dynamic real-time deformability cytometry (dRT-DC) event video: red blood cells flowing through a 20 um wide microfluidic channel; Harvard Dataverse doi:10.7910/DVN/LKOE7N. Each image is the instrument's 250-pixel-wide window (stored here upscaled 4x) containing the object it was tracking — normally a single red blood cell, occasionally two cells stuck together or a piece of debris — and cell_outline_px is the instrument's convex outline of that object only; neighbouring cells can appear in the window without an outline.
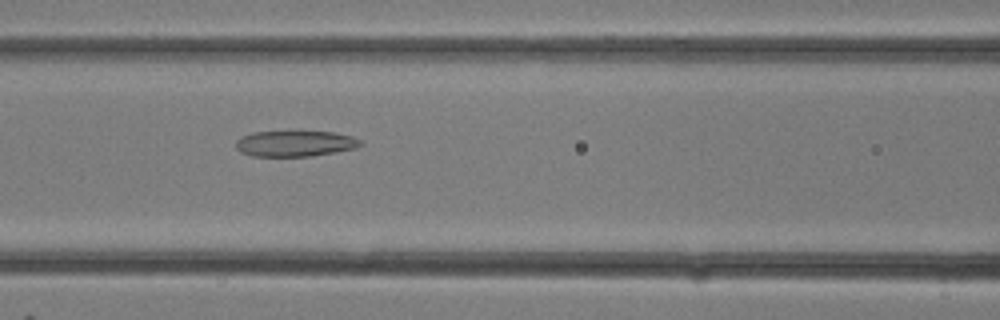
{"species": "common noctule bat (a hibernating species)", "species_latin": "Nyctalus noctula", "temperature_condition": "room temperature", "stored_images_in_passage": 16, "camera_frame_rate_fps": 3000, "um_per_image_px": 0.085, "animal": {"sex": "female"}, "frame": {"image": 1, "passage_image": 7, "time_ms": 2.0, "image_size_px": [1000, 320], "cell_outline_px": [[364, 144], [356, 148], [336, 152], [312, 156], [252, 156], [240, 152], [236, 148], [236, 140], [240, 136], [252, 132], [332, 132], [352, 136], [360, 140]], "centroid_in_image_um": [25.07, 12.21], "position_along_channel_um": 141.5, "area_um2": 18.79}}
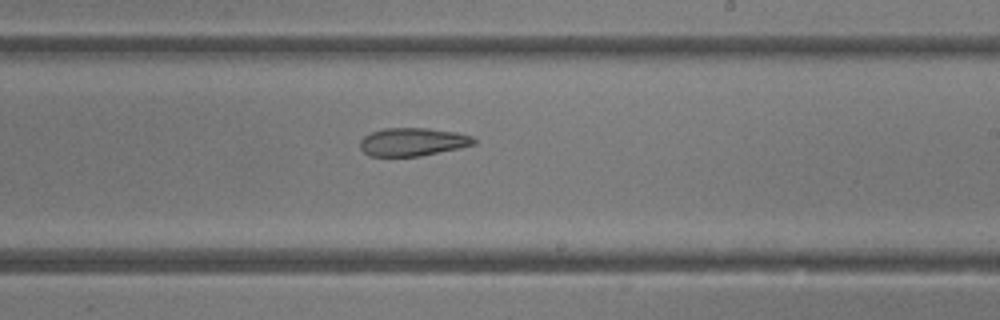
{"frame": {"image": 2, "passage_image": 12, "time_ms": 3.667, "image_size_px": [1000, 320], "cell_outline_px": [[476, 144], [460, 148], [420, 156], [368, 156], [360, 148], [360, 140], [364, 136], [372, 132], [384, 128], [428, 128], [456, 132], [472, 136], [476, 140]], "centroid_in_image_um": [35.08, 12.06], "position_along_channel_um": 253.9, "area_um2": 18.73}}
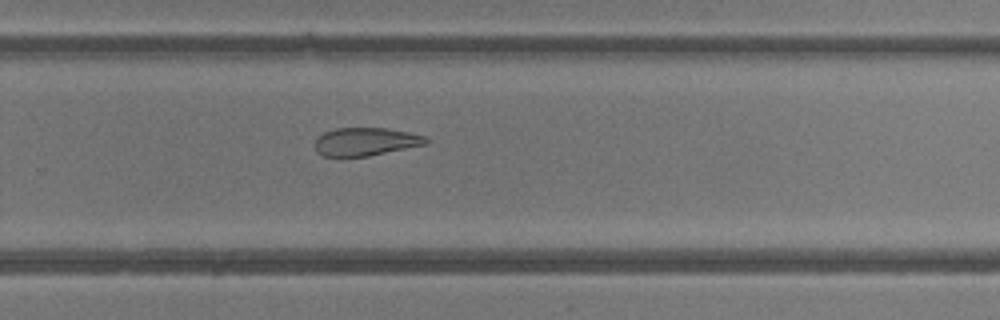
{"frame": {"image": 3, "passage_image": 14, "time_ms": 4.333, "image_size_px": [1000, 320], "cell_outline_px": [[428, 144], [368, 156], [324, 156], [316, 152], [316, 140], [324, 132], [336, 128], [388, 128], [408, 132], [424, 136], [428, 140]], "centroid_in_image_um": [31.1, 12.04], "position_along_channel_um": 298.7, "area_um2": 18.03}}